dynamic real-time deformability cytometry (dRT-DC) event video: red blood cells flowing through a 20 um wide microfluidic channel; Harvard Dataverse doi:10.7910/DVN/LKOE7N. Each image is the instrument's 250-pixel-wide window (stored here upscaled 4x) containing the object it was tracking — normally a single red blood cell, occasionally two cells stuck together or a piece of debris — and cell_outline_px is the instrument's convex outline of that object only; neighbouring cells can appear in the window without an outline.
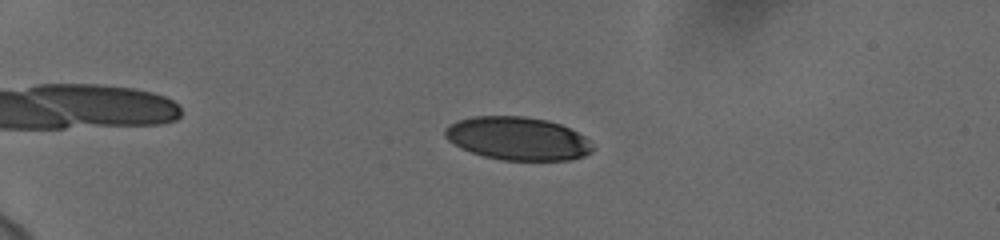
{"species": "human", "species_latin": "Homo sapiens", "temperature_condition": "cold", "stored_images_in_passage": 58, "camera_frame_rate_fps": 3000, "um_per_image_px": 0.085, "donor": {"sex": "female"}, "frame": {"image": 1, "passage_image": 16, "time_ms": 5.0, "image_size_px": [1000, 240], "cell_outline_px": [[596, 148], [592, 152], [584, 156], [572, 160], [500, 160], [484, 156], [460, 148], [448, 140], [444, 136], [444, 128], [448, 124], [456, 120], [472, 116], [524, 116], [548, 120], [560, 124], [584, 136]], "centroid_in_image_um": [43.98, 11.77], "position_along_channel_um": 41.0, "area_um2": 37.45}}
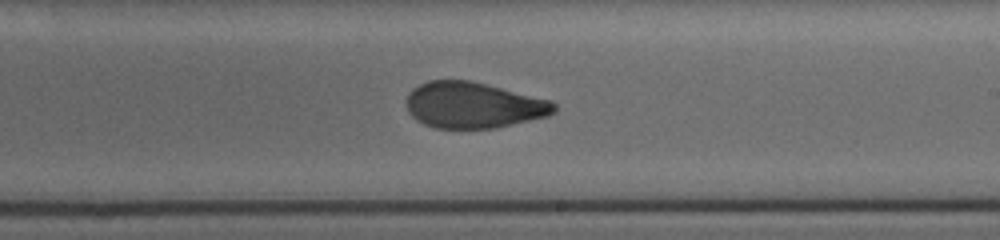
{"frame": {"image": 2, "passage_image": 38, "time_ms": 12.333, "image_size_px": [1000, 240], "cell_outline_px": [[556, 112], [548, 116], [496, 128], [436, 128], [424, 124], [416, 120], [408, 112], [408, 92], [412, 88], [428, 80], [472, 80], [552, 100], [556, 104]], "centroid_in_image_um": [40.26, 8.93], "position_along_channel_um": 248.7, "area_um2": 39.88}}
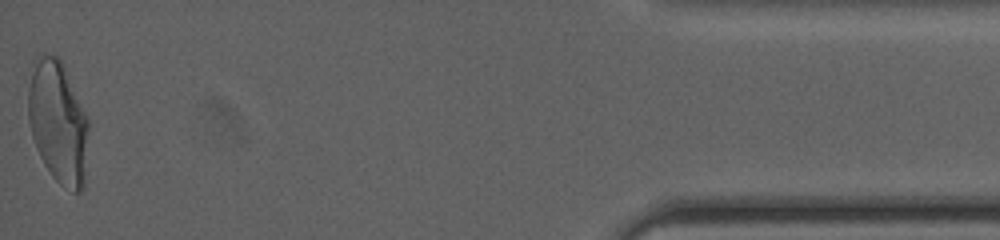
{"frame": {"image": 3, "passage_image": 58, "time_ms": 19.0, "image_size_px": [1000, 240], "cell_outline_px": [[88, 128], [84, 188], [80, 192], [72, 192], [60, 184], [52, 176], [44, 164], [36, 148], [32, 136], [28, 120], [28, 92], [32, 60], [40, 52], [56, 56], [60, 60], [64, 68], [88, 120]], "centroid_in_image_um": [4.9, 10.38], "position_along_channel_um": 430.3, "area_um2": 43.0}, "authors_computed_cell_mechanics": {"area_um2": 40.0265, "velocity_mm_per_s": 3.7466, "shape_relaxation_time_tau1_ms": 5.5946, "shape_relaxation_time_tau2_ms": 1.3803, "deformation_change_tau1": 0.1804, "deformation_change_tau2": 0.0668}}